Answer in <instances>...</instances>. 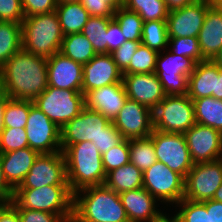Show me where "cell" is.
<instances>
[{
  "mask_svg": "<svg viewBox=\"0 0 222 222\" xmlns=\"http://www.w3.org/2000/svg\"><path fill=\"white\" fill-rule=\"evenodd\" d=\"M0 87L12 99L33 101L48 87L47 58L21 48L0 69Z\"/></svg>",
  "mask_w": 222,
  "mask_h": 222,
  "instance_id": "1",
  "label": "cell"
},
{
  "mask_svg": "<svg viewBox=\"0 0 222 222\" xmlns=\"http://www.w3.org/2000/svg\"><path fill=\"white\" fill-rule=\"evenodd\" d=\"M72 222H129V219L119 194L99 185L73 194Z\"/></svg>",
  "mask_w": 222,
  "mask_h": 222,
  "instance_id": "2",
  "label": "cell"
},
{
  "mask_svg": "<svg viewBox=\"0 0 222 222\" xmlns=\"http://www.w3.org/2000/svg\"><path fill=\"white\" fill-rule=\"evenodd\" d=\"M63 155L68 185L73 194L86 187L104 185L106 173L102 155L92 141L70 145Z\"/></svg>",
  "mask_w": 222,
  "mask_h": 222,
  "instance_id": "3",
  "label": "cell"
},
{
  "mask_svg": "<svg viewBox=\"0 0 222 222\" xmlns=\"http://www.w3.org/2000/svg\"><path fill=\"white\" fill-rule=\"evenodd\" d=\"M21 34L22 48L45 58L60 52L64 38L56 11L24 17Z\"/></svg>",
  "mask_w": 222,
  "mask_h": 222,
  "instance_id": "4",
  "label": "cell"
},
{
  "mask_svg": "<svg viewBox=\"0 0 222 222\" xmlns=\"http://www.w3.org/2000/svg\"><path fill=\"white\" fill-rule=\"evenodd\" d=\"M10 204L15 209L46 211L61 215L67 222L73 218V193L69 185H48L33 189H15Z\"/></svg>",
  "mask_w": 222,
  "mask_h": 222,
  "instance_id": "5",
  "label": "cell"
},
{
  "mask_svg": "<svg viewBox=\"0 0 222 222\" xmlns=\"http://www.w3.org/2000/svg\"><path fill=\"white\" fill-rule=\"evenodd\" d=\"M33 104L61 129L84 109L85 95L75 90L48 86L33 100Z\"/></svg>",
  "mask_w": 222,
  "mask_h": 222,
  "instance_id": "6",
  "label": "cell"
},
{
  "mask_svg": "<svg viewBox=\"0 0 222 222\" xmlns=\"http://www.w3.org/2000/svg\"><path fill=\"white\" fill-rule=\"evenodd\" d=\"M195 123L194 106L188 95H166L153 109L154 130L184 134Z\"/></svg>",
  "mask_w": 222,
  "mask_h": 222,
  "instance_id": "7",
  "label": "cell"
},
{
  "mask_svg": "<svg viewBox=\"0 0 222 222\" xmlns=\"http://www.w3.org/2000/svg\"><path fill=\"white\" fill-rule=\"evenodd\" d=\"M158 53L154 73L158 76L166 95H187L188 77L194 71L196 62L185 56L167 51Z\"/></svg>",
  "mask_w": 222,
  "mask_h": 222,
  "instance_id": "8",
  "label": "cell"
},
{
  "mask_svg": "<svg viewBox=\"0 0 222 222\" xmlns=\"http://www.w3.org/2000/svg\"><path fill=\"white\" fill-rule=\"evenodd\" d=\"M185 178L160 161L143 172V188L160 202L175 205L184 198Z\"/></svg>",
  "mask_w": 222,
  "mask_h": 222,
  "instance_id": "9",
  "label": "cell"
},
{
  "mask_svg": "<svg viewBox=\"0 0 222 222\" xmlns=\"http://www.w3.org/2000/svg\"><path fill=\"white\" fill-rule=\"evenodd\" d=\"M149 137L152 139L157 160L185 178L194 163L184 134L153 130Z\"/></svg>",
  "mask_w": 222,
  "mask_h": 222,
  "instance_id": "10",
  "label": "cell"
},
{
  "mask_svg": "<svg viewBox=\"0 0 222 222\" xmlns=\"http://www.w3.org/2000/svg\"><path fill=\"white\" fill-rule=\"evenodd\" d=\"M222 184V158L194 164L184 182V198L195 202L211 200Z\"/></svg>",
  "mask_w": 222,
  "mask_h": 222,
  "instance_id": "11",
  "label": "cell"
},
{
  "mask_svg": "<svg viewBox=\"0 0 222 222\" xmlns=\"http://www.w3.org/2000/svg\"><path fill=\"white\" fill-rule=\"evenodd\" d=\"M48 185H68L63 152L37 156L23 182L16 189L41 188Z\"/></svg>",
  "mask_w": 222,
  "mask_h": 222,
  "instance_id": "12",
  "label": "cell"
},
{
  "mask_svg": "<svg viewBox=\"0 0 222 222\" xmlns=\"http://www.w3.org/2000/svg\"><path fill=\"white\" fill-rule=\"evenodd\" d=\"M25 129L28 147L39 154L62 151L61 129L36 107L32 100Z\"/></svg>",
  "mask_w": 222,
  "mask_h": 222,
  "instance_id": "13",
  "label": "cell"
},
{
  "mask_svg": "<svg viewBox=\"0 0 222 222\" xmlns=\"http://www.w3.org/2000/svg\"><path fill=\"white\" fill-rule=\"evenodd\" d=\"M110 122L102 113L85 106L79 115L61 128L62 152L76 143L95 142Z\"/></svg>",
  "mask_w": 222,
  "mask_h": 222,
  "instance_id": "14",
  "label": "cell"
},
{
  "mask_svg": "<svg viewBox=\"0 0 222 222\" xmlns=\"http://www.w3.org/2000/svg\"><path fill=\"white\" fill-rule=\"evenodd\" d=\"M112 123L124 139L147 138L154 130L153 110L127 98Z\"/></svg>",
  "mask_w": 222,
  "mask_h": 222,
  "instance_id": "15",
  "label": "cell"
},
{
  "mask_svg": "<svg viewBox=\"0 0 222 222\" xmlns=\"http://www.w3.org/2000/svg\"><path fill=\"white\" fill-rule=\"evenodd\" d=\"M194 164L222 158V133L212 127L195 123L184 133Z\"/></svg>",
  "mask_w": 222,
  "mask_h": 222,
  "instance_id": "16",
  "label": "cell"
},
{
  "mask_svg": "<svg viewBox=\"0 0 222 222\" xmlns=\"http://www.w3.org/2000/svg\"><path fill=\"white\" fill-rule=\"evenodd\" d=\"M210 0H195L182 8L169 11L166 19L168 37H198Z\"/></svg>",
  "mask_w": 222,
  "mask_h": 222,
  "instance_id": "17",
  "label": "cell"
},
{
  "mask_svg": "<svg viewBox=\"0 0 222 222\" xmlns=\"http://www.w3.org/2000/svg\"><path fill=\"white\" fill-rule=\"evenodd\" d=\"M122 81L128 98L151 110L166 96L163 86L154 72L123 75Z\"/></svg>",
  "mask_w": 222,
  "mask_h": 222,
  "instance_id": "18",
  "label": "cell"
},
{
  "mask_svg": "<svg viewBox=\"0 0 222 222\" xmlns=\"http://www.w3.org/2000/svg\"><path fill=\"white\" fill-rule=\"evenodd\" d=\"M123 74L118 69L110 53L95 55L83 65L82 93L122 82Z\"/></svg>",
  "mask_w": 222,
  "mask_h": 222,
  "instance_id": "19",
  "label": "cell"
},
{
  "mask_svg": "<svg viewBox=\"0 0 222 222\" xmlns=\"http://www.w3.org/2000/svg\"><path fill=\"white\" fill-rule=\"evenodd\" d=\"M48 86L82 92L83 65L63 55L55 53L47 58Z\"/></svg>",
  "mask_w": 222,
  "mask_h": 222,
  "instance_id": "20",
  "label": "cell"
},
{
  "mask_svg": "<svg viewBox=\"0 0 222 222\" xmlns=\"http://www.w3.org/2000/svg\"><path fill=\"white\" fill-rule=\"evenodd\" d=\"M129 222H154L164 213L156 208V198L146 189L137 188L119 194Z\"/></svg>",
  "mask_w": 222,
  "mask_h": 222,
  "instance_id": "21",
  "label": "cell"
},
{
  "mask_svg": "<svg viewBox=\"0 0 222 222\" xmlns=\"http://www.w3.org/2000/svg\"><path fill=\"white\" fill-rule=\"evenodd\" d=\"M128 96L123 81L89 91L85 95V106L102 113L113 121L123 108Z\"/></svg>",
  "mask_w": 222,
  "mask_h": 222,
  "instance_id": "22",
  "label": "cell"
},
{
  "mask_svg": "<svg viewBox=\"0 0 222 222\" xmlns=\"http://www.w3.org/2000/svg\"><path fill=\"white\" fill-rule=\"evenodd\" d=\"M202 57L213 60L222 48V7L211 4L198 34Z\"/></svg>",
  "mask_w": 222,
  "mask_h": 222,
  "instance_id": "23",
  "label": "cell"
},
{
  "mask_svg": "<svg viewBox=\"0 0 222 222\" xmlns=\"http://www.w3.org/2000/svg\"><path fill=\"white\" fill-rule=\"evenodd\" d=\"M38 155L30 147L0 154L4 178L13 190L23 182Z\"/></svg>",
  "mask_w": 222,
  "mask_h": 222,
  "instance_id": "24",
  "label": "cell"
},
{
  "mask_svg": "<svg viewBox=\"0 0 222 222\" xmlns=\"http://www.w3.org/2000/svg\"><path fill=\"white\" fill-rule=\"evenodd\" d=\"M216 77H219V66L213 60L196 63L188 77V97L192 101L202 97L216 98Z\"/></svg>",
  "mask_w": 222,
  "mask_h": 222,
  "instance_id": "25",
  "label": "cell"
},
{
  "mask_svg": "<svg viewBox=\"0 0 222 222\" xmlns=\"http://www.w3.org/2000/svg\"><path fill=\"white\" fill-rule=\"evenodd\" d=\"M104 185L120 194L143 187V172L133 163H127L106 174Z\"/></svg>",
  "mask_w": 222,
  "mask_h": 222,
  "instance_id": "26",
  "label": "cell"
},
{
  "mask_svg": "<svg viewBox=\"0 0 222 222\" xmlns=\"http://www.w3.org/2000/svg\"><path fill=\"white\" fill-rule=\"evenodd\" d=\"M55 11L64 35L81 33L90 18L81 2L58 3Z\"/></svg>",
  "mask_w": 222,
  "mask_h": 222,
  "instance_id": "27",
  "label": "cell"
},
{
  "mask_svg": "<svg viewBox=\"0 0 222 222\" xmlns=\"http://www.w3.org/2000/svg\"><path fill=\"white\" fill-rule=\"evenodd\" d=\"M195 122L222 133V100L202 97L193 100Z\"/></svg>",
  "mask_w": 222,
  "mask_h": 222,
  "instance_id": "28",
  "label": "cell"
},
{
  "mask_svg": "<svg viewBox=\"0 0 222 222\" xmlns=\"http://www.w3.org/2000/svg\"><path fill=\"white\" fill-rule=\"evenodd\" d=\"M60 52L82 65L97 55L91 42L82 33L64 35Z\"/></svg>",
  "mask_w": 222,
  "mask_h": 222,
  "instance_id": "29",
  "label": "cell"
},
{
  "mask_svg": "<svg viewBox=\"0 0 222 222\" xmlns=\"http://www.w3.org/2000/svg\"><path fill=\"white\" fill-rule=\"evenodd\" d=\"M21 48V23L0 21V69Z\"/></svg>",
  "mask_w": 222,
  "mask_h": 222,
  "instance_id": "30",
  "label": "cell"
},
{
  "mask_svg": "<svg viewBox=\"0 0 222 222\" xmlns=\"http://www.w3.org/2000/svg\"><path fill=\"white\" fill-rule=\"evenodd\" d=\"M113 17L90 16L81 33L97 54L107 53V27Z\"/></svg>",
  "mask_w": 222,
  "mask_h": 222,
  "instance_id": "31",
  "label": "cell"
},
{
  "mask_svg": "<svg viewBox=\"0 0 222 222\" xmlns=\"http://www.w3.org/2000/svg\"><path fill=\"white\" fill-rule=\"evenodd\" d=\"M129 153L130 163H133L142 172L158 161L150 137L129 139Z\"/></svg>",
  "mask_w": 222,
  "mask_h": 222,
  "instance_id": "32",
  "label": "cell"
},
{
  "mask_svg": "<svg viewBox=\"0 0 222 222\" xmlns=\"http://www.w3.org/2000/svg\"><path fill=\"white\" fill-rule=\"evenodd\" d=\"M123 7L138 13L143 22L166 20L169 13L164 0H124Z\"/></svg>",
  "mask_w": 222,
  "mask_h": 222,
  "instance_id": "33",
  "label": "cell"
},
{
  "mask_svg": "<svg viewBox=\"0 0 222 222\" xmlns=\"http://www.w3.org/2000/svg\"><path fill=\"white\" fill-rule=\"evenodd\" d=\"M169 42L166 20L143 22L141 43L158 53L167 49ZM162 49V50H161Z\"/></svg>",
  "mask_w": 222,
  "mask_h": 222,
  "instance_id": "34",
  "label": "cell"
},
{
  "mask_svg": "<svg viewBox=\"0 0 222 222\" xmlns=\"http://www.w3.org/2000/svg\"><path fill=\"white\" fill-rule=\"evenodd\" d=\"M113 19L119 24L126 41L141 42L143 19L138 13L120 7L114 11Z\"/></svg>",
  "mask_w": 222,
  "mask_h": 222,
  "instance_id": "35",
  "label": "cell"
},
{
  "mask_svg": "<svg viewBox=\"0 0 222 222\" xmlns=\"http://www.w3.org/2000/svg\"><path fill=\"white\" fill-rule=\"evenodd\" d=\"M30 108L31 100L9 98L4 111L5 128H25Z\"/></svg>",
  "mask_w": 222,
  "mask_h": 222,
  "instance_id": "36",
  "label": "cell"
},
{
  "mask_svg": "<svg viewBox=\"0 0 222 222\" xmlns=\"http://www.w3.org/2000/svg\"><path fill=\"white\" fill-rule=\"evenodd\" d=\"M157 56V51L140 43L132 57L129 67L122 74L153 73L156 67Z\"/></svg>",
  "mask_w": 222,
  "mask_h": 222,
  "instance_id": "37",
  "label": "cell"
},
{
  "mask_svg": "<svg viewBox=\"0 0 222 222\" xmlns=\"http://www.w3.org/2000/svg\"><path fill=\"white\" fill-rule=\"evenodd\" d=\"M176 206L181 207L174 215L179 222H211L210 211L202 202L182 199Z\"/></svg>",
  "mask_w": 222,
  "mask_h": 222,
  "instance_id": "38",
  "label": "cell"
},
{
  "mask_svg": "<svg viewBox=\"0 0 222 222\" xmlns=\"http://www.w3.org/2000/svg\"><path fill=\"white\" fill-rule=\"evenodd\" d=\"M169 46L172 48H169ZM168 48L171 53L191 58L196 63L205 61L197 37L169 38Z\"/></svg>",
  "mask_w": 222,
  "mask_h": 222,
  "instance_id": "39",
  "label": "cell"
},
{
  "mask_svg": "<svg viewBox=\"0 0 222 222\" xmlns=\"http://www.w3.org/2000/svg\"><path fill=\"white\" fill-rule=\"evenodd\" d=\"M130 162L129 140L124 139L120 144L102 154V163L105 173L122 167Z\"/></svg>",
  "mask_w": 222,
  "mask_h": 222,
  "instance_id": "40",
  "label": "cell"
},
{
  "mask_svg": "<svg viewBox=\"0 0 222 222\" xmlns=\"http://www.w3.org/2000/svg\"><path fill=\"white\" fill-rule=\"evenodd\" d=\"M28 147L25 128H4L0 135V154Z\"/></svg>",
  "mask_w": 222,
  "mask_h": 222,
  "instance_id": "41",
  "label": "cell"
},
{
  "mask_svg": "<svg viewBox=\"0 0 222 222\" xmlns=\"http://www.w3.org/2000/svg\"><path fill=\"white\" fill-rule=\"evenodd\" d=\"M90 16L113 17L114 11L123 7L124 0H81Z\"/></svg>",
  "mask_w": 222,
  "mask_h": 222,
  "instance_id": "42",
  "label": "cell"
},
{
  "mask_svg": "<svg viewBox=\"0 0 222 222\" xmlns=\"http://www.w3.org/2000/svg\"><path fill=\"white\" fill-rule=\"evenodd\" d=\"M124 140L122 134L113 125L112 121L103 129V132L95 140L94 145L101 155L120 144Z\"/></svg>",
  "mask_w": 222,
  "mask_h": 222,
  "instance_id": "43",
  "label": "cell"
},
{
  "mask_svg": "<svg viewBox=\"0 0 222 222\" xmlns=\"http://www.w3.org/2000/svg\"><path fill=\"white\" fill-rule=\"evenodd\" d=\"M141 42L125 41L118 49L110 53L118 69L123 73L132 60Z\"/></svg>",
  "mask_w": 222,
  "mask_h": 222,
  "instance_id": "44",
  "label": "cell"
},
{
  "mask_svg": "<svg viewBox=\"0 0 222 222\" xmlns=\"http://www.w3.org/2000/svg\"><path fill=\"white\" fill-rule=\"evenodd\" d=\"M24 17L21 0H0V21L21 23Z\"/></svg>",
  "mask_w": 222,
  "mask_h": 222,
  "instance_id": "45",
  "label": "cell"
},
{
  "mask_svg": "<svg viewBox=\"0 0 222 222\" xmlns=\"http://www.w3.org/2000/svg\"><path fill=\"white\" fill-rule=\"evenodd\" d=\"M25 17L56 10L57 0H21Z\"/></svg>",
  "mask_w": 222,
  "mask_h": 222,
  "instance_id": "46",
  "label": "cell"
},
{
  "mask_svg": "<svg viewBox=\"0 0 222 222\" xmlns=\"http://www.w3.org/2000/svg\"><path fill=\"white\" fill-rule=\"evenodd\" d=\"M21 222H67L61 215L46 211L16 209Z\"/></svg>",
  "mask_w": 222,
  "mask_h": 222,
  "instance_id": "47",
  "label": "cell"
},
{
  "mask_svg": "<svg viewBox=\"0 0 222 222\" xmlns=\"http://www.w3.org/2000/svg\"><path fill=\"white\" fill-rule=\"evenodd\" d=\"M126 41L119 24L112 19L107 27V53H112Z\"/></svg>",
  "mask_w": 222,
  "mask_h": 222,
  "instance_id": "48",
  "label": "cell"
},
{
  "mask_svg": "<svg viewBox=\"0 0 222 222\" xmlns=\"http://www.w3.org/2000/svg\"><path fill=\"white\" fill-rule=\"evenodd\" d=\"M13 197H14V190L9 186V184L6 182L4 178L2 163L0 158V202L8 204L13 200Z\"/></svg>",
  "mask_w": 222,
  "mask_h": 222,
  "instance_id": "49",
  "label": "cell"
},
{
  "mask_svg": "<svg viewBox=\"0 0 222 222\" xmlns=\"http://www.w3.org/2000/svg\"><path fill=\"white\" fill-rule=\"evenodd\" d=\"M206 211H210L211 222H222V202L216 200H207L202 202Z\"/></svg>",
  "mask_w": 222,
  "mask_h": 222,
  "instance_id": "50",
  "label": "cell"
},
{
  "mask_svg": "<svg viewBox=\"0 0 222 222\" xmlns=\"http://www.w3.org/2000/svg\"><path fill=\"white\" fill-rule=\"evenodd\" d=\"M0 222H21L18 211L10 203L0 208Z\"/></svg>",
  "mask_w": 222,
  "mask_h": 222,
  "instance_id": "51",
  "label": "cell"
},
{
  "mask_svg": "<svg viewBox=\"0 0 222 222\" xmlns=\"http://www.w3.org/2000/svg\"><path fill=\"white\" fill-rule=\"evenodd\" d=\"M10 97L4 92V90L0 87V135L5 128L4 125V111L7 100Z\"/></svg>",
  "mask_w": 222,
  "mask_h": 222,
  "instance_id": "52",
  "label": "cell"
},
{
  "mask_svg": "<svg viewBox=\"0 0 222 222\" xmlns=\"http://www.w3.org/2000/svg\"><path fill=\"white\" fill-rule=\"evenodd\" d=\"M169 11L182 8L193 3L195 0H164Z\"/></svg>",
  "mask_w": 222,
  "mask_h": 222,
  "instance_id": "53",
  "label": "cell"
},
{
  "mask_svg": "<svg viewBox=\"0 0 222 222\" xmlns=\"http://www.w3.org/2000/svg\"><path fill=\"white\" fill-rule=\"evenodd\" d=\"M216 99L222 100V69L219 67V77H216Z\"/></svg>",
  "mask_w": 222,
  "mask_h": 222,
  "instance_id": "54",
  "label": "cell"
},
{
  "mask_svg": "<svg viewBox=\"0 0 222 222\" xmlns=\"http://www.w3.org/2000/svg\"><path fill=\"white\" fill-rule=\"evenodd\" d=\"M167 217L168 216H166V214H164L160 219H158L154 222H179L175 216L170 217V218L169 217L167 218Z\"/></svg>",
  "mask_w": 222,
  "mask_h": 222,
  "instance_id": "55",
  "label": "cell"
},
{
  "mask_svg": "<svg viewBox=\"0 0 222 222\" xmlns=\"http://www.w3.org/2000/svg\"><path fill=\"white\" fill-rule=\"evenodd\" d=\"M212 200H216V201L222 202V184L217 189V191L214 193Z\"/></svg>",
  "mask_w": 222,
  "mask_h": 222,
  "instance_id": "56",
  "label": "cell"
},
{
  "mask_svg": "<svg viewBox=\"0 0 222 222\" xmlns=\"http://www.w3.org/2000/svg\"><path fill=\"white\" fill-rule=\"evenodd\" d=\"M213 61L222 69V48L219 53L215 56Z\"/></svg>",
  "mask_w": 222,
  "mask_h": 222,
  "instance_id": "57",
  "label": "cell"
},
{
  "mask_svg": "<svg viewBox=\"0 0 222 222\" xmlns=\"http://www.w3.org/2000/svg\"><path fill=\"white\" fill-rule=\"evenodd\" d=\"M211 4L222 7V0H210Z\"/></svg>",
  "mask_w": 222,
  "mask_h": 222,
  "instance_id": "58",
  "label": "cell"
},
{
  "mask_svg": "<svg viewBox=\"0 0 222 222\" xmlns=\"http://www.w3.org/2000/svg\"><path fill=\"white\" fill-rule=\"evenodd\" d=\"M81 0H57L58 3H66V2H80Z\"/></svg>",
  "mask_w": 222,
  "mask_h": 222,
  "instance_id": "59",
  "label": "cell"
},
{
  "mask_svg": "<svg viewBox=\"0 0 222 222\" xmlns=\"http://www.w3.org/2000/svg\"><path fill=\"white\" fill-rule=\"evenodd\" d=\"M3 205H4V203H3V202H0V208H1Z\"/></svg>",
  "mask_w": 222,
  "mask_h": 222,
  "instance_id": "60",
  "label": "cell"
}]
</instances>
